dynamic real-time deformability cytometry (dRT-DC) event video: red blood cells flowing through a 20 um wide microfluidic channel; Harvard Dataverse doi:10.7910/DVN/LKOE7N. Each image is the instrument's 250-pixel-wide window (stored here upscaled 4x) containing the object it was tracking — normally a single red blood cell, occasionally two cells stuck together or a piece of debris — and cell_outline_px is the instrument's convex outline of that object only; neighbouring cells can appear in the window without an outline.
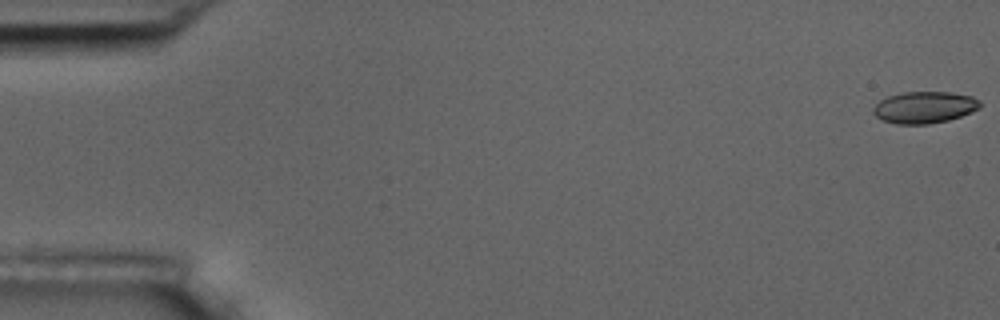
{"species": "common noctule bat (a hibernating species)", "species_latin": "Nyctalus noctula", "temperature_condition": "room temperature", "stored_images_in_passage": 6, "camera_frame_rate_fps": 3000, "um_per_image_px": 0.085, "animal": {"sex": "male", "body_mass_g": 17.5, "forearm_length_mm": 52.3}, "frame": {"image": 1, "passage_image": 1, "time_ms": 0.0, "image_size_px": [1000, 320], "cell_outline_px": [[980, 108], [972, 112], [948, 120], [928, 124], [896, 124], [884, 120], [876, 116], [872, 112], [872, 108], [880, 100], [888, 96], [904, 92], [948, 92], [972, 96], [980, 100]], "centroid_in_image_um": [78.58, 9.12], "position_along_channel_um": 6.4, "area_um2": 19.71}}
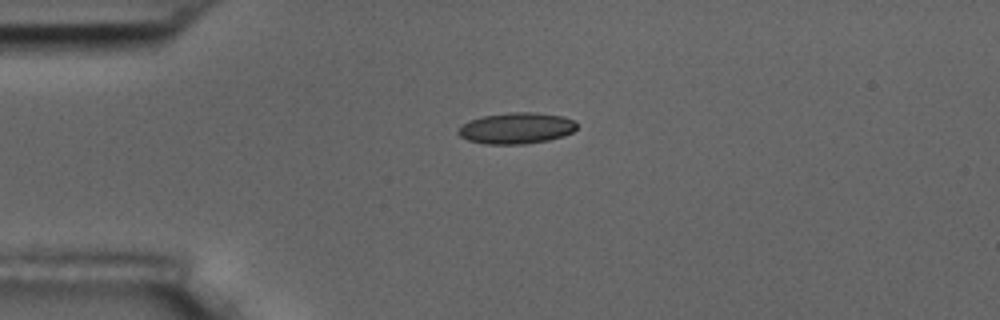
{"frame": {"image": 2, "passage_image": 5, "time_ms": 4.333, "image_size_px": [1000, 320], "cell_outline_px": [[576, 128], [572, 132], [564, 136], [548, 140], [524, 144], [484, 144], [468, 140], [460, 136], [456, 132], [468, 120], [484, 116], [508, 112], [536, 112], [564, 116], [572, 120], [576, 124]], "centroid_in_image_um": [43.89, 10.89], "position_along_channel_um": 41.1, "area_um2": 21.56}}